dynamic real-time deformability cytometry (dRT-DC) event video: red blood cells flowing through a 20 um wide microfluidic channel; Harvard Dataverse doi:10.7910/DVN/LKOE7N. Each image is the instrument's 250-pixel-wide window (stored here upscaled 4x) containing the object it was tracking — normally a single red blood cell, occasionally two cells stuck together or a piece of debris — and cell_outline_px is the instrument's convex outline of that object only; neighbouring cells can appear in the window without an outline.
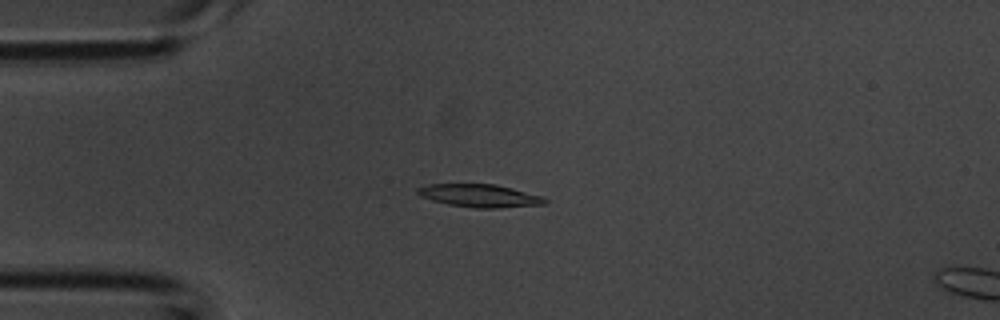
{"species": "common noctule bat (a hibernating species)", "species_latin": "Nyctalus noctula", "temperature_condition": "room temperature", "stored_images_in_passage": 13, "camera_frame_rate_fps": 3000, "um_per_image_px": 0.085, "animal": {"sex": "male", "body_mass_g": 20.1, "forearm_length_mm": 53.5}, "frame": {"image": 1, "passage_image": 11, "time_ms": 3.333, "image_size_px": [1000, 320], "cell_outline_px": [[548, 200], [544, 204], [496, 208], [476, 208], [448, 204], [432, 200], [420, 196], [416, 192], [416, 188], [428, 184], [496, 184], [544, 196]], "centroid_in_image_um": [40.77, 16.63], "position_along_channel_um": 44.2, "area_um2": 16.99}}